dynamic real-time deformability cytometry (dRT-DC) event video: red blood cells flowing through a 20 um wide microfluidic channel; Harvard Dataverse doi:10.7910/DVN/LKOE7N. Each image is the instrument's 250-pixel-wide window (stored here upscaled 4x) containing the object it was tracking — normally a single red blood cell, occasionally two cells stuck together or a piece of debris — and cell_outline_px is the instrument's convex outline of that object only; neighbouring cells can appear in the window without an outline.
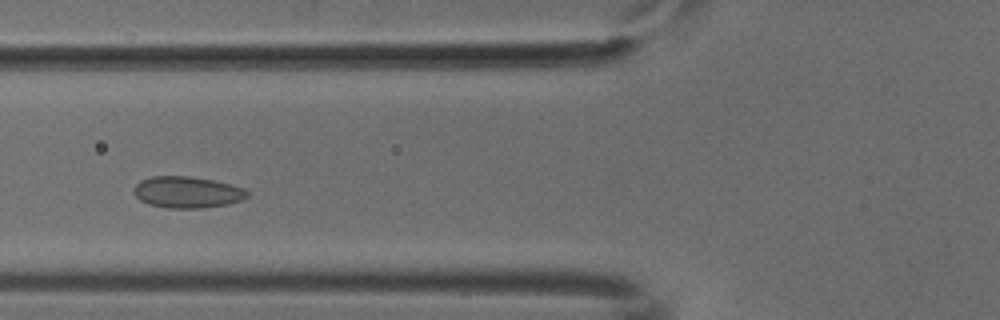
{"species": "common noctule bat (a hibernating species)", "species_latin": "Nyctalus noctula", "temperature_condition": "cold", "stored_images_in_passage": 47, "camera_frame_rate_fps": 3000, "um_per_image_px": 0.085, "animal": {"sex": "male", "body_mass_g": 18.8}, "frame": {"image": 1, "passage_image": 14, "time_ms": 4.333, "image_size_px": [1000, 320], "cell_outline_px": [[248, 196], [240, 200], [228, 204], [200, 208], [168, 208], [148, 204], [140, 200], [132, 192], [132, 188], [140, 180], [152, 176], [188, 176], [212, 180], [244, 188], [248, 192]], "centroid_in_image_um": [15.86, 16.34], "position_along_channel_um": 109.9, "area_um2": 20.75}}
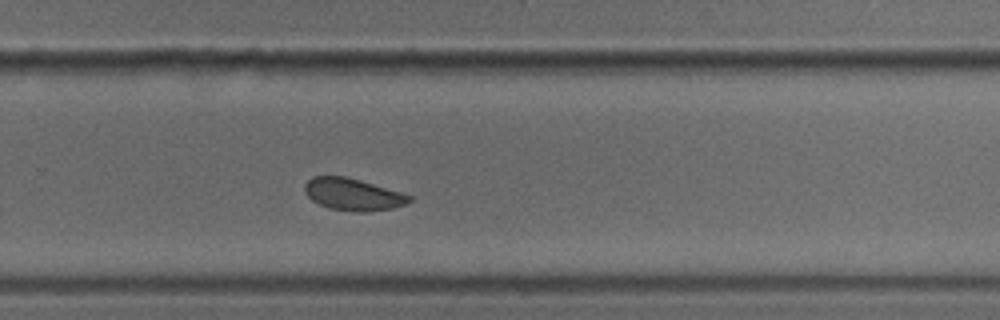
{"frame": {"image": 2, "passage_image": 29, "time_ms": 9.333, "image_size_px": [1000, 320], "cell_outline_px": [[412, 200], [404, 204], [392, 208], [368, 212], [356, 212], [328, 208], [312, 200], [304, 192], [304, 184], [312, 176], [344, 176], [360, 180], [400, 192], [412, 196]], "centroid_in_image_um": [29.97, 16.52], "position_along_channel_um": 299.8, "area_um2": 19.48}}
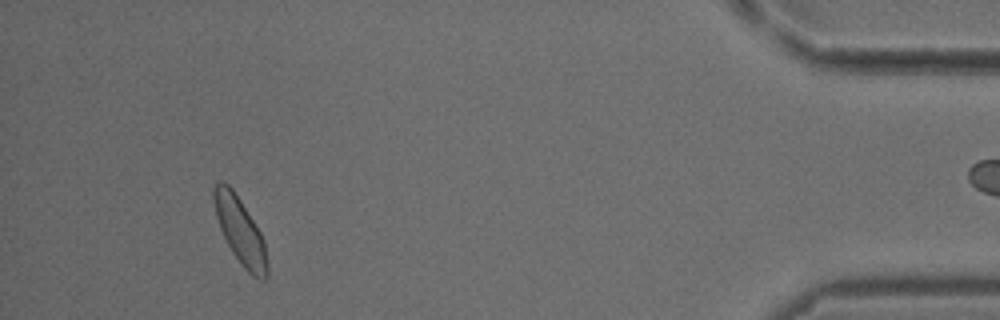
{"frame": {"image": 3, "passage_image": 43, "time_ms": 14.0, "image_size_px": [1000, 320], "cell_outline_px": [[268, 276], [264, 280], [260, 280], [252, 276], [244, 268], [232, 252], [220, 228], [216, 216], [212, 196], [212, 188], [216, 180], [220, 180], [228, 184], [232, 188], [240, 200], [260, 232], [264, 240], [268, 264]], "centroid_in_image_um": [20.4, 19.61], "position_along_channel_um": 414.8, "area_um2": 20.69}}